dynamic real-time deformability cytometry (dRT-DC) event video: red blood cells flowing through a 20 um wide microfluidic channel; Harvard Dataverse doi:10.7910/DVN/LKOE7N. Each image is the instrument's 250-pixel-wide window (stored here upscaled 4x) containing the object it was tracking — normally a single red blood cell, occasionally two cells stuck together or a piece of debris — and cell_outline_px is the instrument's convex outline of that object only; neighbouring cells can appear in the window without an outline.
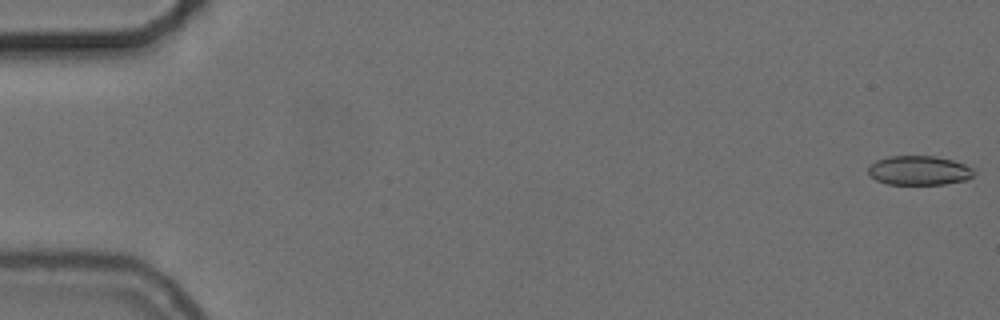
{"species": "common noctule bat (a hibernating species)", "species_latin": "Nyctalus noctula", "temperature_condition": "cold", "stored_images_in_passage": 56, "camera_frame_rate_fps": 3000, "um_per_image_px": 0.085, "animal": {"sex": "female", "body_mass_g": 24.6, "forearm_length_mm": 56.2}, "frame": {"image": 1, "passage_image": 1, "time_ms": 0.0, "image_size_px": [1000, 320], "cell_outline_px": [[976, 172], [968, 180], [944, 184], [888, 184], [876, 180], [868, 176], [868, 164], [876, 160], [888, 156], [936, 156], [952, 160], [964, 164], [972, 168]], "centroid_in_image_um": [78.09, 14.49], "position_along_channel_um": 6.9, "area_um2": 18.26}}
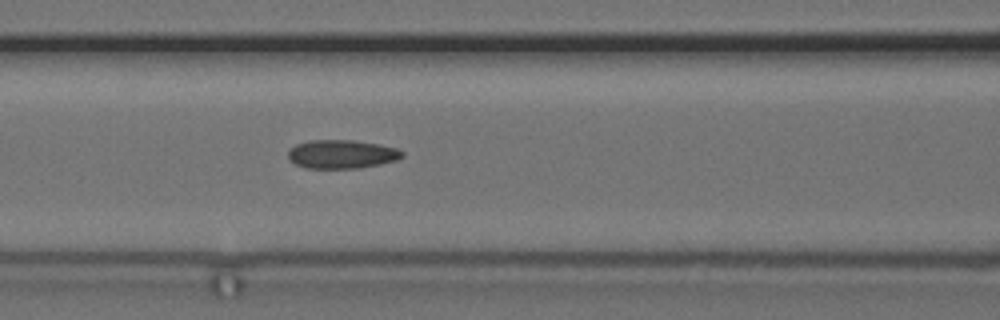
{"frame": {"image": 2, "passage_image": 24, "time_ms": 7.667, "image_size_px": [1000, 320], "cell_outline_px": [[404, 156], [396, 160], [380, 164], [360, 168], [304, 168], [288, 160], [288, 152], [296, 144], [308, 140], [352, 140], [376, 144], [396, 148], [404, 152]], "centroid_in_image_um": [29.03, 13.11], "position_along_channel_um": 137.6, "area_um2": 19.02}}
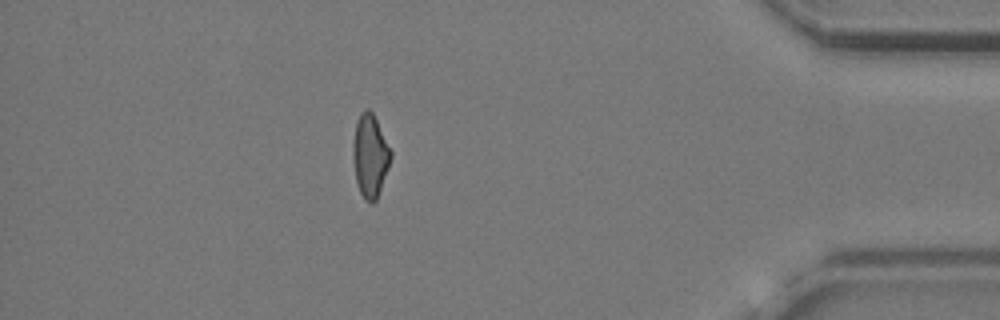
{"frame": {"image": 3, "passage_image": 49, "time_ms": 16.0, "image_size_px": [1000, 320], "cell_outline_px": [[392, 156], [388, 168], [376, 200], [372, 204], [368, 204], [364, 200], [360, 192], [356, 180], [352, 152], [352, 144], [356, 120], [360, 112], [364, 108], [368, 108], [372, 112], [392, 152]], "centroid_in_image_um": [31.44, 13.23], "position_along_channel_um": 403.8, "area_um2": 18.32}, "authors_computed_cell_mechanics": {"area_um2": 18.496, "velocity_mm_per_s": 3.7194, "shape_relaxation_time_tau1_ms": null, "shape_relaxation_time_tau2_ms": 3.7044, "deformation_change_tau1": null, "deformation_change_tau2": 0.1148}}